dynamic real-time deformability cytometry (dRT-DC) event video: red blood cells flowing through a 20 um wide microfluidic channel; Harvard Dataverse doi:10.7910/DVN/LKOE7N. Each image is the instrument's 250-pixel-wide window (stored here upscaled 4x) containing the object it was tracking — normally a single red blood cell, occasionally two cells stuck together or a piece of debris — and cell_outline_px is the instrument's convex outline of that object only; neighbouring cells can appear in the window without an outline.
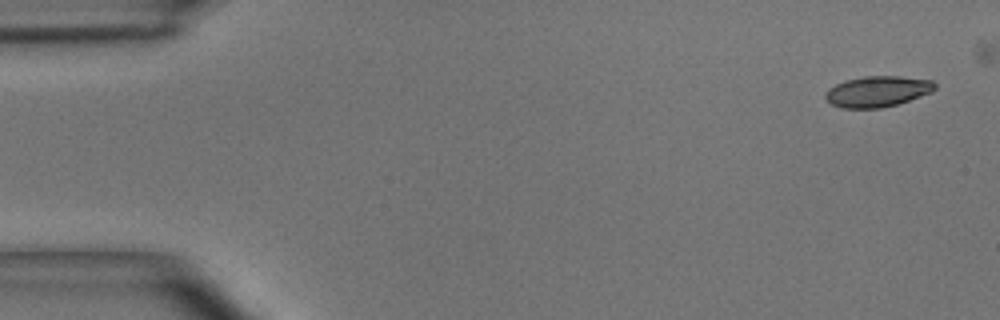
{"species": "common noctule bat (a hibernating species)", "species_latin": "Nyctalus noctula", "temperature_condition": "room temperature", "stored_images_in_passage": 5, "camera_frame_rate_fps": 3000, "um_per_image_px": 0.085, "animal": {"sex": "male", "body_mass_g": 15.6}, "frame": {"image": 1, "passage_image": 1, "time_ms": 0.0, "image_size_px": [1000, 320], "cell_outline_px": [[936, 88], [932, 92], [896, 104], [880, 108], [844, 108], [832, 104], [824, 96], [828, 88], [844, 80], [864, 76], [900, 76], [932, 80], [936, 84]], "centroid_in_image_um": [74.59, 7.76], "position_along_channel_um": 10.4, "area_um2": 19.59}}
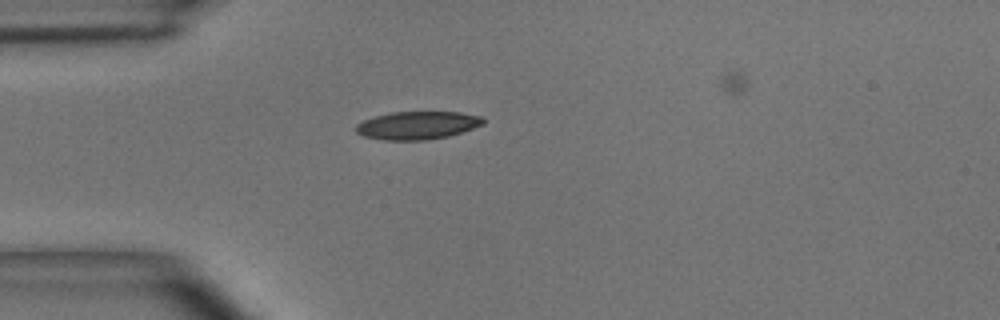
{"frame": {"image": 2, "passage_image": 4, "time_ms": 1.0, "image_size_px": [1000, 320], "cell_outline_px": [[484, 124], [448, 136], [428, 140], [384, 140], [364, 136], [356, 132], [356, 124], [364, 120], [376, 116], [392, 112], [460, 112], [480, 116], [484, 120]], "centroid_in_image_um": [35.47, 10.65], "position_along_channel_um": 49.5, "area_um2": 20.58}}